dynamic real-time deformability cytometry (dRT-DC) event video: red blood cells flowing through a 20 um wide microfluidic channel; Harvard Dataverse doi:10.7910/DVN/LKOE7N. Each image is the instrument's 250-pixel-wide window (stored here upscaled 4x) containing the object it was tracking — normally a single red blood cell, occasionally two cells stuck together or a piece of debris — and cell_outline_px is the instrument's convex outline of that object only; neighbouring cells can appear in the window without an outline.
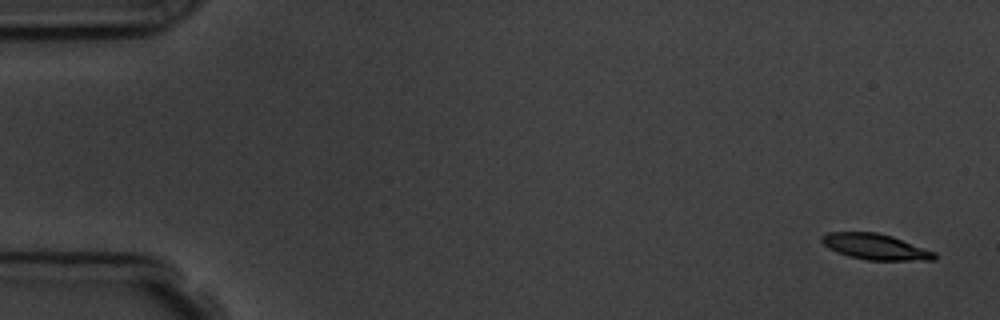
{"species": "common noctule bat (a hibernating species)", "species_latin": "Nyctalus noctula", "temperature_condition": "room temperature", "stored_images_in_passage": 4, "segment_of_instrument_passage": [2, 2], "camera_frame_rate_fps": 3000, "um_per_image_px": 0.085, "animal": {"sex": "male", "body_mass_g": 19.5, "forearm_length_mm": 54.6}, "frame": {"image": 1, "passage_image": 4, "time_ms": 4.333, "image_size_px": [1000, 320], "cell_outline_px": [[936, 260], [868, 260], [848, 256], [836, 252], [828, 248], [820, 240], [820, 236], [828, 232], [876, 232], [892, 236], [936, 252]], "centroid_in_image_um": [74.39, 20.97], "position_along_channel_um": 10.6, "area_um2": 16.99}}